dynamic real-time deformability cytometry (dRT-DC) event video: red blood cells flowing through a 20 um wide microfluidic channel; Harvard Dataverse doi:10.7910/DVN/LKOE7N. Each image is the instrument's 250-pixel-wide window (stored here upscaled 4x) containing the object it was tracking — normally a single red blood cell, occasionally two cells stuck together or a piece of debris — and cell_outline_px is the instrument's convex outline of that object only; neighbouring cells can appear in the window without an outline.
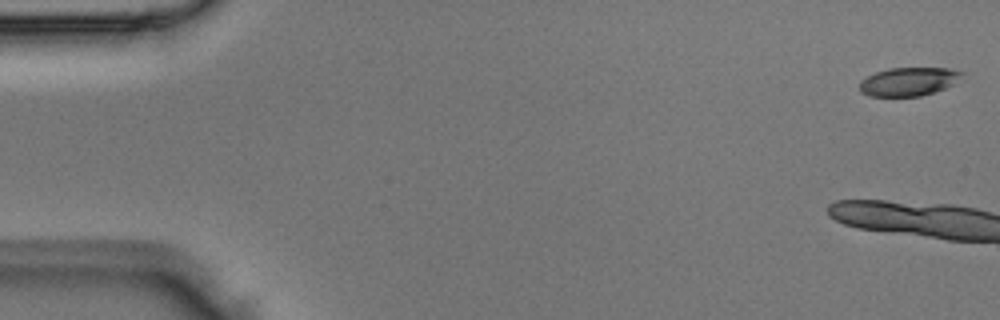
{"species": "Egyptian fruit bat (a non-hibernating species)", "species_latin": "Rousettus aegyptiacus", "temperature_condition": "room temperature", "stored_images_in_passage": 12, "camera_frame_rate_fps": 3000, "um_per_image_px": 0.085, "animal": {"sex": "male"}, "frame": {"image": 1, "passage_image": 1, "time_ms": 0.0, "image_size_px": [1000, 320], "cell_outline_px": [[964, 72], [952, 84], [944, 88], [920, 96], [868, 96], [860, 92], [860, 80], [876, 72], [888, 68], [948, 68]], "centroid_in_image_um": [77.17, 6.93], "position_along_channel_um": 7.8, "area_um2": 16.76}}